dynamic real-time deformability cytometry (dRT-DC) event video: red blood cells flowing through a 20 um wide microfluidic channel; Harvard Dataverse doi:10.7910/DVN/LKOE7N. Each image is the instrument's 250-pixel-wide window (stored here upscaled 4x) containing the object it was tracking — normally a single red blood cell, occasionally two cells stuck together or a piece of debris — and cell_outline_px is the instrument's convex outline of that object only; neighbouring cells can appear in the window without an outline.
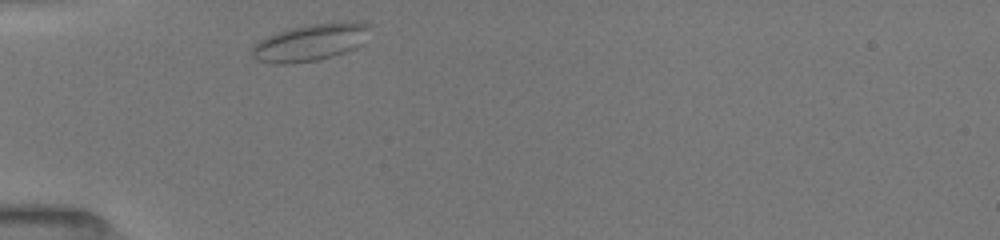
{"species": "common noctule bat (a hibernating species)", "species_latin": "Nyctalus noctula", "temperature_condition": "room temperature", "stored_images_in_passage": 7, "camera_frame_rate_fps": 3000, "um_per_image_px": 0.085, "animal": {"sex": "female", "body_mass_g": 19.5, "forearm_length_mm": 54.1}, "frame": {"image": 1, "passage_image": 1, "time_ms": 0.0, "image_size_px": [1000, 240], "cell_outline_px": [[368, 28], [360, 44], [356, 48], [332, 56], [316, 60], [292, 64], [272, 64], [256, 60], [252, 52], [252, 48], [260, 40], [276, 32], [308, 24], [352, 20], [368, 24]], "centroid_in_image_um": [26.35, 3.6], "position_along_channel_um": 58.6, "area_um2": 25.2}}
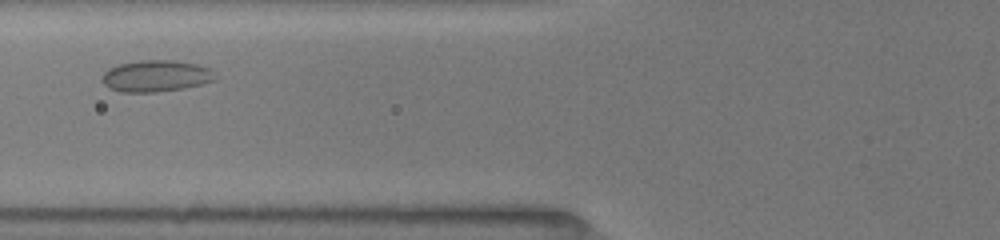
{"frame": {"image": 2, "passage_image": 5, "time_ms": 1.667, "image_size_px": [1000, 240], "cell_outline_px": [[216, 80], [184, 88], [156, 92], [120, 92], [108, 88], [104, 84], [104, 72], [108, 68], [120, 64], [140, 60], [172, 60], [196, 64], [212, 68], [216, 72]], "centroid_in_image_um": [13.3, 6.46], "position_along_channel_um": 112.5, "area_um2": 20.87}}